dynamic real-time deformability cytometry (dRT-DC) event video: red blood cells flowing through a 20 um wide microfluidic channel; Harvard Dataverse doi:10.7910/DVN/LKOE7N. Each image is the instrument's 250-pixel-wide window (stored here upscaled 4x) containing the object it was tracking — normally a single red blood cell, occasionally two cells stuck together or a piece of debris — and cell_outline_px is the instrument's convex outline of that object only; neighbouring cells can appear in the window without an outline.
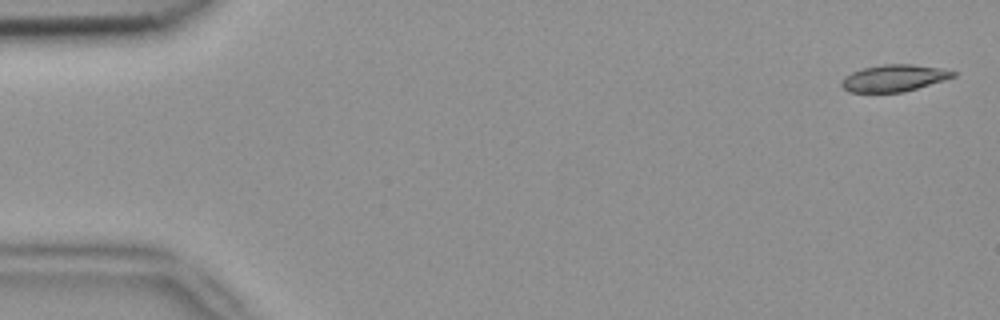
{"species": "common noctule bat (a hibernating species)", "species_latin": "Nyctalus noctula", "temperature_condition": "room temperature", "stored_images_in_passage": 5, "camera_frame_rate_fps": 3000, "um_per_image_px": 0.085, "animal": {"sex": "female", "body_mass_g": 18.4}, "frame": {"image": 1, "passage_image": 1, "time_ms": 0.0, "image_size_px": [1000, 320], "cell_outline_px": [[956, 76], [944, 80], [904, 92], [848, 92], [840, 84], [840, 80], [844, 76], [852, 72], [864, 68], [884, 64], [912, 64], [940, 68], [956, 72]], "centroid_in_image_um": [75.96, 6.64], "position_along_channel_um": 9.0, "area_um2": 17.4}}
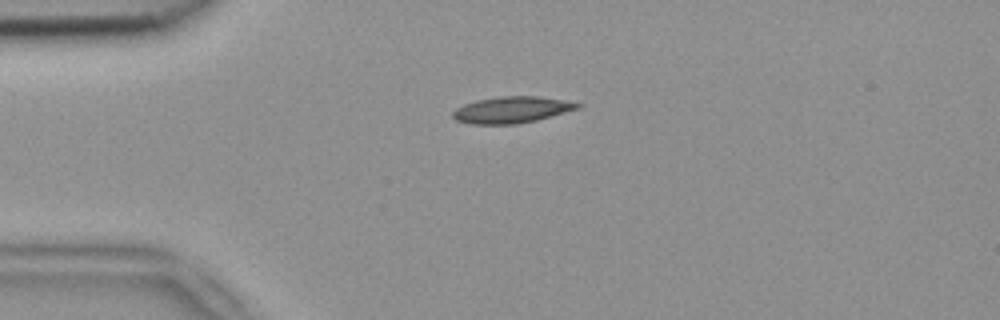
{"frame": {"image": 2, "passage_image": 4, "time_ms": 1.0, "image_size_px": [1000, 320], "cell_outline_px": [[584, 104], [580, 108], [536, 120], [516, 124], [472, 124], [456, 120], [452, 116], [452, 112], [456, 108], [464, 104], [476, 100], [500, 96], [540, 96], [564, 100]], "centroid_in_image_um": [43.5, 9.32], "position_along_channel_um": 41.5, "area_um2": 19.25}}